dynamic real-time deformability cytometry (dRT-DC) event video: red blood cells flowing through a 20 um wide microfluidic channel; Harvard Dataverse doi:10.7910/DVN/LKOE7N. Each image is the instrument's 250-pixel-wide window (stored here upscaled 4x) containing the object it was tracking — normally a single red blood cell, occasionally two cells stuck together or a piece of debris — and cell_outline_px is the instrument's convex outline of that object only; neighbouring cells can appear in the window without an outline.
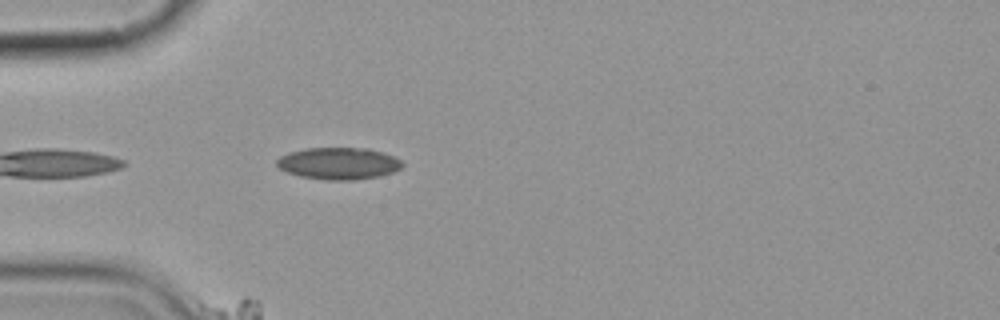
{"species": "common noctule bat (a hibernating species)", "species_latin": "Nyctalus noctula", "temperature_condition": "cold", "stored_images_in_passage": 11, "camera_frame_rate_fps": 3000, "um_per_image_px": 0.085, "animal": {"sex": "female", "body_mass_g": 19.9}, "frame": {"image": 1, "passage_image": 2, "time_ms": 2.0, "image_size_px": [1000, 320], "cell_outline_px": [[404, 164], [400, 168], [392, 172], [380, 176], [352, 180], [328, 180], [300, 176], [288, 172], [280, 168], [276, 164], [276, 160], [280, 156], [288, 152], [308, 148], [368, 148], [392, 156], [400, 160]], "centroid_in_image_um": [28.76, 13.89], "position_along_channel_um": 56.2, "area_um2": 23.18}}
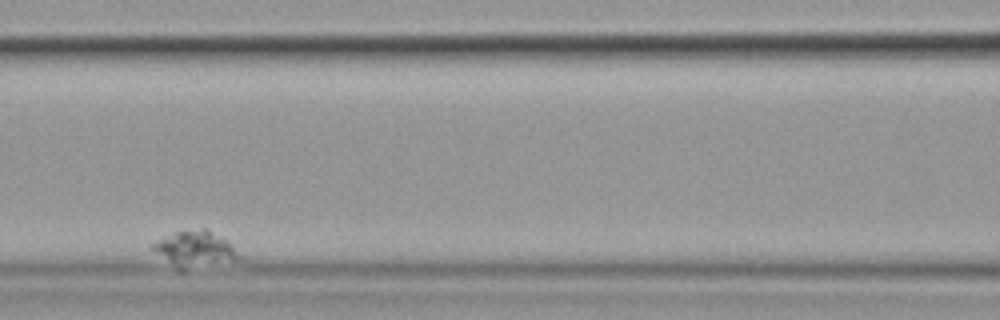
{"frame": {"image": 2, "passage_image": 7, "time_ms": 8.0, "image_size_px": [1000, 320], "cell_outline_px": [[240, 260], [184, 272], [180, 272], [156, 252], [148, 244], [164, 236], [176, 232], [204, 228], [208, 228], [224, 240], [240, 256]], "centroid_in_image_um": [16.52, 21.23], "position_along_channel_um": 150.1, "area_um2": 18.38}}
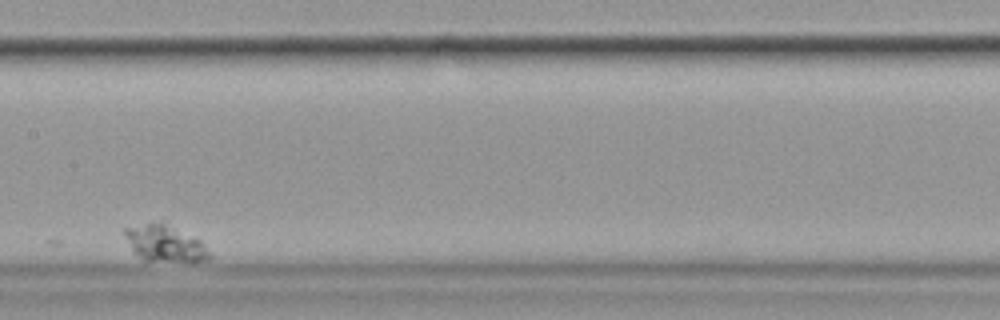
{"frame": {"image": 3, "passage_image": 9, "time_ms": 10.333, "image_size_px": [1000, 320], "cell_outline_px": [[212, 256], [208, 260], [144, 260], [132, 252], [124, 232], [124, 228], [164, 220], [200, 240]], "centroid_in_image_um": [14.0, 20.64], "position_along_channel_um": 193.4, "area_um2": 17.8}}